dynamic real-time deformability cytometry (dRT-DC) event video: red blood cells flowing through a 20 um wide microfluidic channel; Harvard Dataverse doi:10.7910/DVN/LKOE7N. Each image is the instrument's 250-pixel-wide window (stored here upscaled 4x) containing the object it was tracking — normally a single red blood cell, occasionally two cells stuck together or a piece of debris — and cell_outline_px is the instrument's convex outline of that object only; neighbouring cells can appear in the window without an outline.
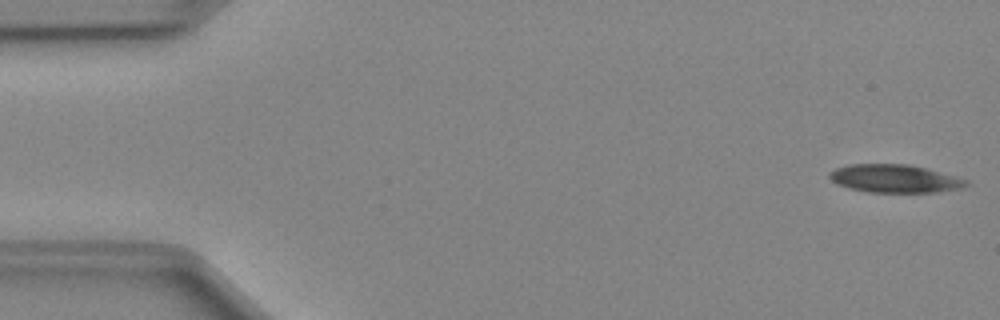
{"species": "Egyptian fruit bat (a non-hibernating species)", "species_latin": "Rousettus aegyptiacus", "temperature_condition": "cold", "stored_images_in_passage": 49, "camera_frame_rate_fps": 3000, "um_per_image_px": 0.085, "animal": {"sex": "female"}, "frame": {"image": 1, "passage_image": 1, "time_ms": 0.0, "image_size_px": [1000, 320], "cell_outline_px": [[968, 184], [960, 188], [936, 192], [868, 192], [848, 188], [836, 184], [828, 176], [828, 172], [836, 168], [848, 164], [908, 164], [956, 176], [968, 180]], "centroid_in_image_um": [76.0, 15.18], "position_along_channel_um": 9.0, "area_um2": 22.31}}
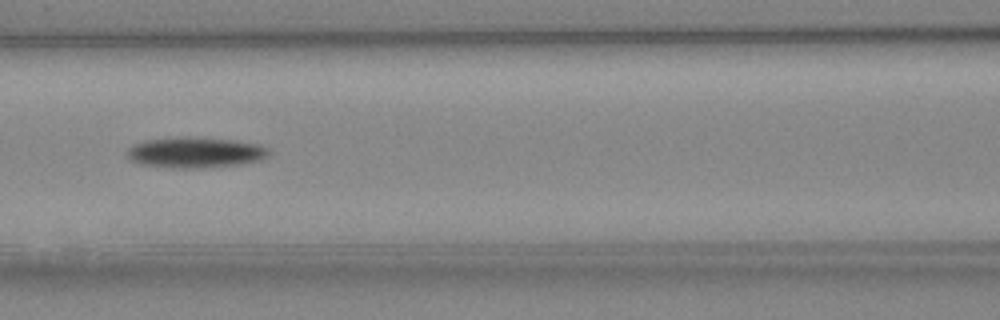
{"frame": {"image": 2, "passage_image": 21, "time_ms": 6.667, "image_size_px": [1000, 320], "cell_outline_px": [[268, 156], [260, 160], [240, 164], [204, 168], [172, 168], [140, 164], [128, 160], [124, 156], [128, 148], [132, 144], [144, 140], [236, 140], [260, 144], [268, 148]], "centroid_in_image_um": [16.57, 13.02], "position_along_channel_um": 150.0, "area_um2": 24.51}}
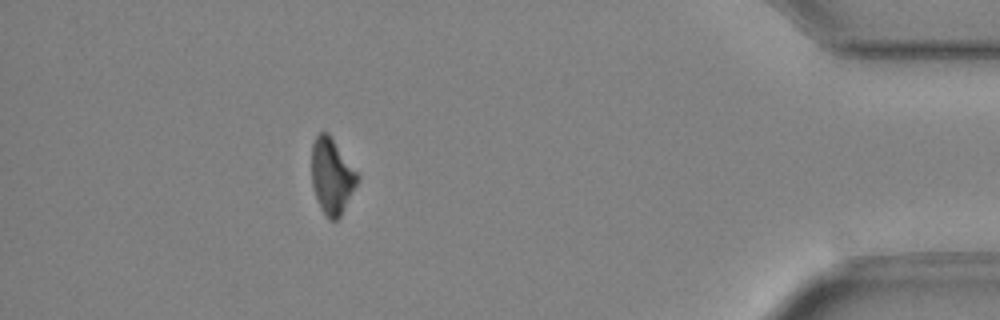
{"frame": {"image": 3, "passage_image": 44, "time_ms": 14.333, "image_size_px": [1000, 320], "cell_outline_px": [[360, 180], [340, 216], [336, 220], [328, 220], [320, 208], [312, 184], [312, 144], [316, 136], [320, 132], [328, 132], [360, 176]], "centroid_in_image_um": [28.22, 14.98], "position_along_channel_um": 407.0, "area_um2": 20.17}, "authors_computed_cell_mechanics": {"area_um2": 22.831, "velocity_mm_per_s": 4.0394, "shape_relaxation_time_tau1_ms": 2.8155, "shape_relaxation_time_tau2_ms": null, "deformation_change_tau1": 0.1144, "deformation_change_tau2": null}}